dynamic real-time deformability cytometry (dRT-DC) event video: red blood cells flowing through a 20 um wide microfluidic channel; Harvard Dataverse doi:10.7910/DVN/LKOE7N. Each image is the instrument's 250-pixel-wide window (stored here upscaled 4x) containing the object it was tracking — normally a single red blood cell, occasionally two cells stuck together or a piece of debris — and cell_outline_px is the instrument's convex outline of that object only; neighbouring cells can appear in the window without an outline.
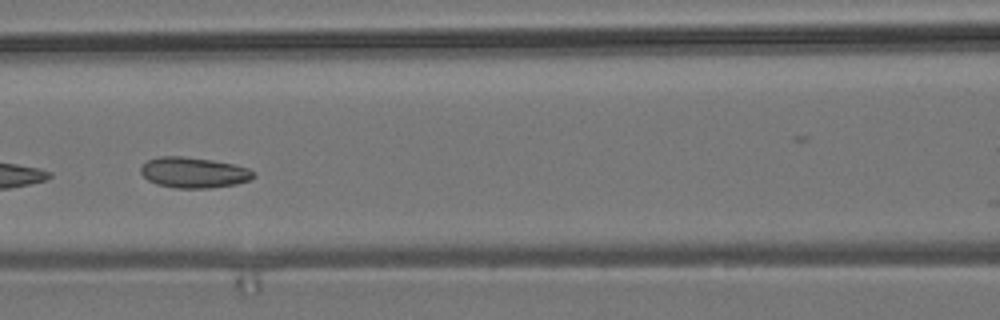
{"species": "common noctule bat (a hibernating species)", "species_latin": "Nyctalus noctula", "temperature_condition": "room temperature", "stored_images_in_passage": 9, "camera_frame_rate_fps": 3000, "um_per_image_px": 0.085, "animal": {"sex": "male", "body_mass_g": 19.2, "forearm_length_mm": 51.8}, "frame": {"image": 1, "passage_image": 7, "time_ms": 7.0, "image_size_px": [1000, 320], "cell_outline_px": [[256, 176], [248, 180], [236, 184], [208, 188], [176, 188], [156, 184], [148, 180], [140, 172], [140, 168], [148, 160], [160, 156], [184, 156], [212, 160], [232, 164], [248, 168], [256, 172]], "centroid_in_image_um": [16.47, 14.66], "position_along_channel_um": 150.1, "area_um2": 20.11}}
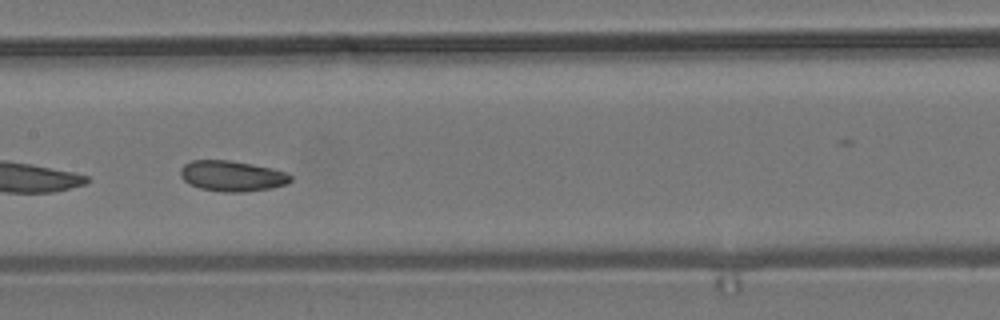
{"frame": {"image": 2, "passage_image": 8, "time_ms": 8.0, "image_size_px": [1000, 320], "cell_outline_px": [[292, 180], [288, 184], [272, 188], [244, 192], [224, 192], [200, 188], [188, 184], [180, 176], [180, 168], [184, 164], [192, 160], [228, 160], [252, 164], [272, 168], [288, 172], [292, 176]], "centroid_in_image_um": [19.74, 14.96], "position_along_channel_um": 187.7, "area_um2": 19.88}}
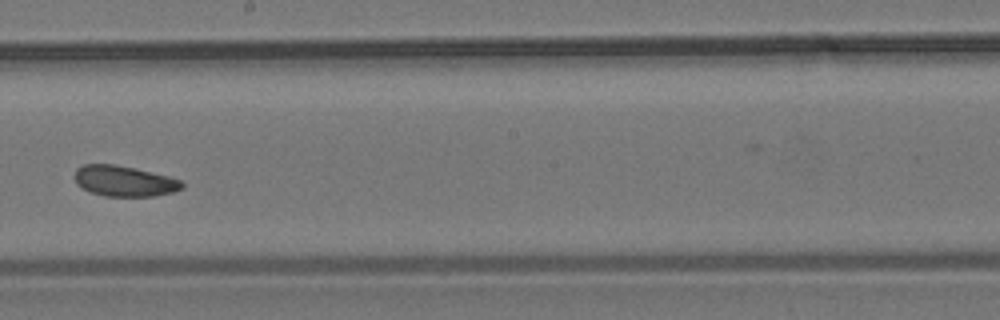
{"frame": {"image": 3, "passage_image": 9, "time_ms": 9.333, "image_size_px": [1000, 320], "cell_outline_px": [[184, 188], [172, 192], [156, 196], [104, 196], [92, 192], [76, 184], [72, 176], [76, 168], [84, 164], [116, 164], [136, 168], [168, 176], [180, 180], [184, 184]], "centroid_in_image_um": [10.54, 15.38], "position_along_channel_um": 237.7, "area_um2": 19.36}}